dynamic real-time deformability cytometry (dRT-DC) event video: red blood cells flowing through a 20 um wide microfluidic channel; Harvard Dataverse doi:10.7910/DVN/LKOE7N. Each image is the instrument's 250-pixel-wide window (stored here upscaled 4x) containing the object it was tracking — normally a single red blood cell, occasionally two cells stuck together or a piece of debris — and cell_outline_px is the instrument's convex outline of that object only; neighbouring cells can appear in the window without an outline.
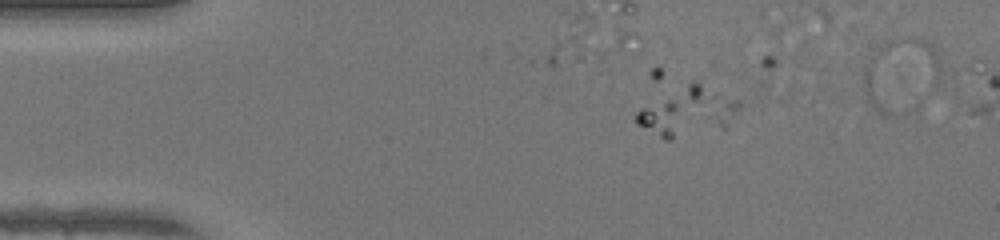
{"species": "human", "species_latin": "Homo sapiens", "temperature_condition": "warm", "stored_images_in_passage": 2, "camera_frame_rate_fps": 3000, "um_per_image_px": 0.085, "donor": {"sex": "female"}, "frame": {"image": 1, "passage_image": 1, "time_ms": 0.0, "image_size_px": [1000, 240], "cell_outline_px": [[744, 104], [728, 128], [672, 140], [664, 140], [636, 124], [636, 112], [692, 80], [696, 80], [740, 100]], "centroid_in_image_um": [58.59, 9.53], "position_along_channel_um": 26.4, "area_um2": 29.71}}